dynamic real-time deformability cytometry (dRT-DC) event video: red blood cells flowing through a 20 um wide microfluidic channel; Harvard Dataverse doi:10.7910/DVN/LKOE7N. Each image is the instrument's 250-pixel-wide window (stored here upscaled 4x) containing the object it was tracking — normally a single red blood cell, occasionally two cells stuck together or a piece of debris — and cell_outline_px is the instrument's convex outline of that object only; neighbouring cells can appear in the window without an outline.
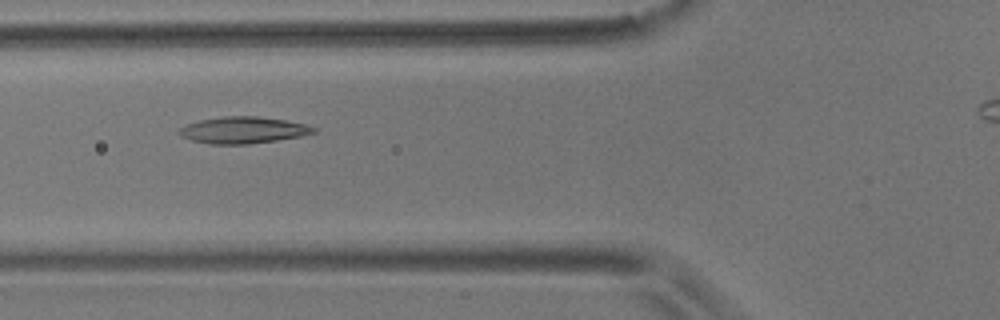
{"species": "common noctule bat (a hibernating species)", "species_latin": "Nyctalus noctula", "temperature_condition": "room temperature", "stored_images_in_passage": 10, "camera_frame_rate_fps": 3000, "um_per_image_px": 0.085, "animal": {"sex": "male", "body_mass_g": 17.9}, "frame": {"image": 1, "passage_image": 5, "time_ms": 1.333, "image_size_px": [1000, 320], "cell_outline_px": [[316, 132], [300, 136], [276, 140], [244, 144], [208, 144], [192, 140], [180, 136], [176, 132], [180, 128], [188, 124], [200, 120], [224, 116], [256, 116], [284, 120], [304, 124], [316, 128]], "centroid_in_image_um": [20.62, 11.06], "position_along_channel_um": 105.2, "area_um2": 20.63}}
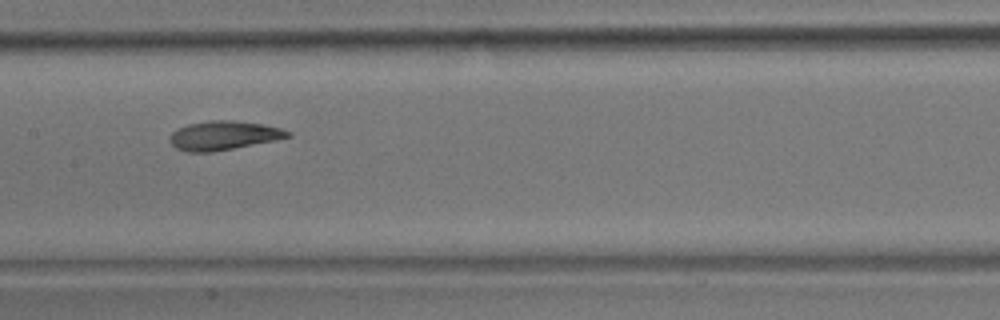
{"frame": {"image": 2, "passage_image": 7, "time_ms": 2.0, "image_size_px": [1000, 320], "cell_outline_px": [[292, 136], [276, 140], [232, 148], [208, 152], [184, 152], [176, 148], [168, 140], [168, 136], [172, 132], [188, 124], [208, 120], [232, 120], [260, 124], [280, 128], [292, 132]], "centroid_in_image_um": [18.97, 11.51], "position_along_channel_um": 188.4, "area_um2": 19.83}}
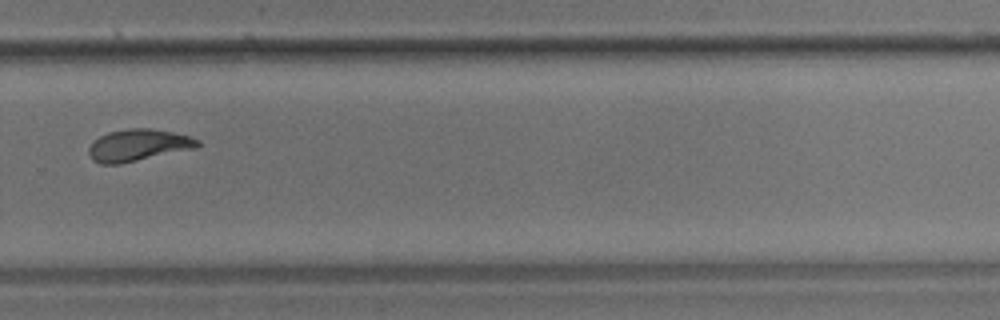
{"frame": {"image": 3, "passage_image": 10, "time_ms": 3.0, "image_size_px": [1000, 320], "cell_outline_px": [[200, 144], [196, 148], [120, 164], [100, 164], [92, 160], [88, 152], [88, 148], [100, 136], [108, 132], [128, 128], [152, 128], [172, 132], [188, 136], [200, 140]], "centroid_in_image_um": [11.74, 12.34], "position_along_channel_um": 318.1, "area_um2": 20.17}}